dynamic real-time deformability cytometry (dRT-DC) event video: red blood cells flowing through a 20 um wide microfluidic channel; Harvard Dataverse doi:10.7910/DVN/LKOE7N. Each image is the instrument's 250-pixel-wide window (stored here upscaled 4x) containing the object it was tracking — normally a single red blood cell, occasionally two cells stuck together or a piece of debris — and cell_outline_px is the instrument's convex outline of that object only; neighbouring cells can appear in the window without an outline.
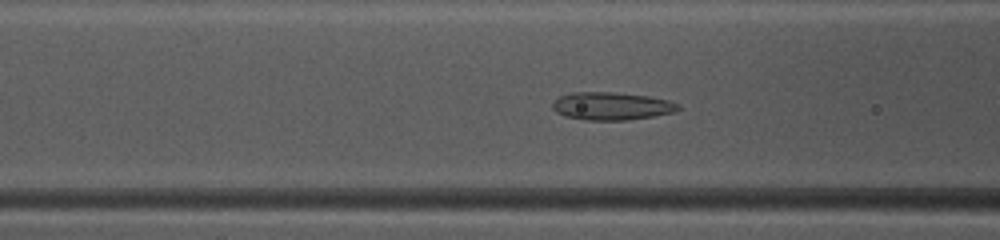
{"species": "common noctule bat (a hibernating species)", "species_latin": "Nyctalus noctula", "temperature_condition": "warm", "stored_images_in_passage": 35, "camera_frame_rate_fps": 3000, "um_per_image_px": 0.085, "animal": {"sex": "female", "body_mass_g": 10.0, "forearm_length_mm": 53.1}, "frame": {"image": 1, "passage_image": 6, "time_ms": 1.667, "image_size_px": [1000, 240], "cell_outline_px": [[680, 108], [676, 112], [628, 120], [584, 120], [564, 116], [556, 112], [552, 108], [552, 104], [560, 96], [572, 92], [612, 92], [648, 96], [668, 100], [680, 104]], "centroid_in_image_um": [51.99, 9.02], "position_along_channel_um": 114.6, "area_um2": 20.4}}
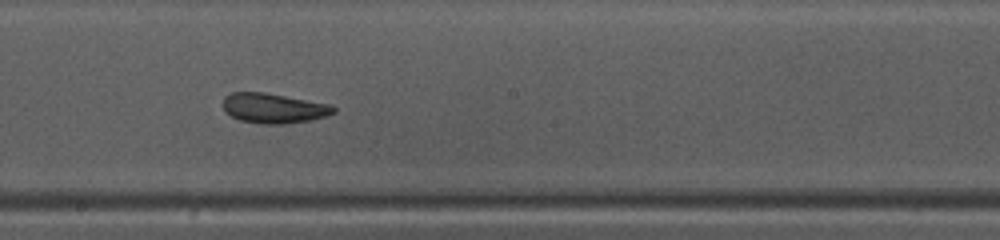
{"frame": {"image": 2, "passage_image": 14, "time_ms": 4.333, "image_size_px": [1000, 240], "cell_outline_px": [[336, 112], [312, 120], [284, 124], [260, 124], [240, 120], [224, 112], [224, 96], [232, 92], [264, 92], [328, 104], [336, 108]], "centroid_in_image_um": [23.23, 9.2], "position_along_channel_um": 225.0, "area_um2": 19.19}}
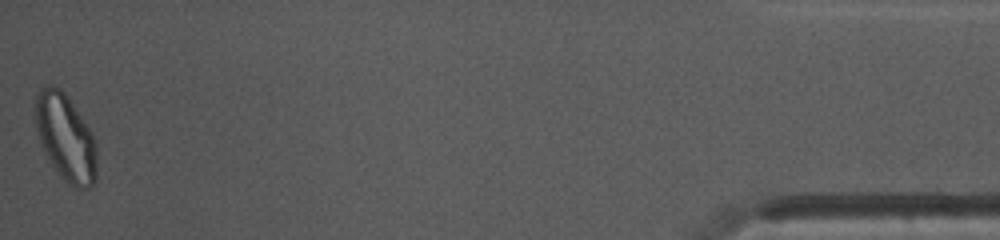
{"frame": {"image": 3, "passage_image": 35, "time_ms": 11.333, "image_size_px": [1000, 240], "cell_outline_px": [[96, 180], [88, 188], [76, 188], [68, 184], [60, 176], [44, 152], [40, 144], [36, 128], [32, 100], [36, 92], [40, 88], [48, 84], [52, 84], [60, 88], [64, 92], [92, 132], [96, 144]], "centroid_in_image_um": [5.53, 11.64], "position_along_channel_um": 429.7, "area_um2": 31.56}, "authors_computed_cell_mechanics": {"area_um2": 20.4034, "velocity_mm_per_s": 4.1288, "shape_relaxation_time_tau1_ms": null, "shape_relaxation_time_tau2_ms": 2.642, "deformation_change_tau1": null, "deformation_change_tau2": 0.0906}}